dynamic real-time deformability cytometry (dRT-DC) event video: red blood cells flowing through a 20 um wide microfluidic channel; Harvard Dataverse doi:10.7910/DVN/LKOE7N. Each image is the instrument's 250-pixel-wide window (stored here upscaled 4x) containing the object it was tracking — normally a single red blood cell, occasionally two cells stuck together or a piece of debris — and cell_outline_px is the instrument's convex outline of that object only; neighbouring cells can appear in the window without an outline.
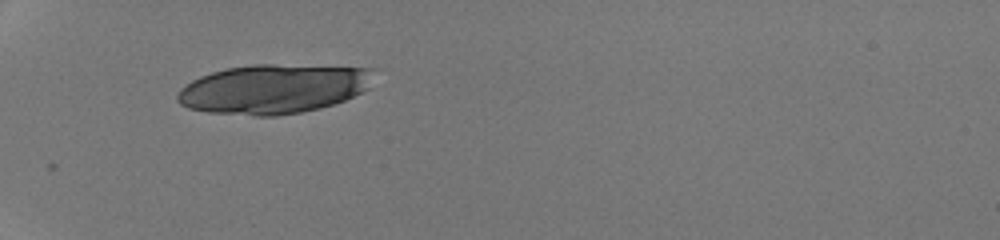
{"species": "human", "species_latin": "Homo sapiens", "temperature_condition": "room temperature", "stored_images_in_passage": 33, "camera_frame_rate_fps": 3000, "um_per_image_px": 0.085, "donor": {"sex": "male"}, "frame": {"image": 1, "passage_image": 1, "time_ms": 0.0, "image_size_px": [1000, 240], "cell_outline_px": [[376, 68], [368, 88], [344, 100], [320, 108], [300, 112], [276, 116], [256, 116], [208, 112], [188, 108], [180, 104], [176, 100], [176, 96], [180, 88], [192, 80], [200, 76], [212, 72], [228, 68], [252, 64], [272, 64]], "centroid_in_image_um": [23.22, 7.55], "position_along_channel_um": 61.8, "area_um2": 56.53}}
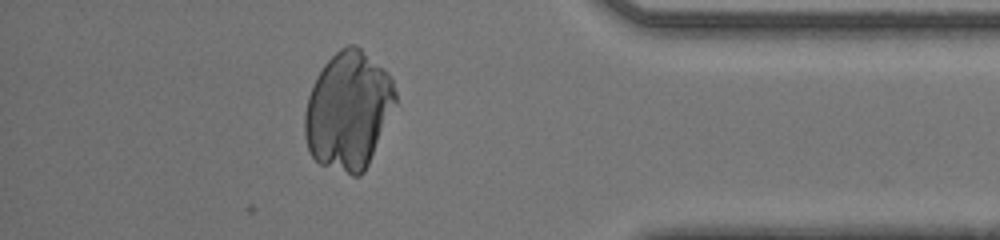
{"frame": {"image": 2, "passage_image": 28, "time_ms": 9.0, "image_size_px": [1000, 240], "cell_outline_px": [[396, 104], [368, 164], [364, 172], [360, 176], [352, 176], [320, 164], [312, 156], [308, 148], [304, 136], [304, 116], [308, 96], [316, 76], [324, 64], [340, 48], [348, 44], [356, 44], [384, 68], [388, 72], [392, 80], [396, 92]], "centroid_in_image_um": [29.6, 9.38], "position_along_channel_um": 405.6, "area_um2": 62.42}}